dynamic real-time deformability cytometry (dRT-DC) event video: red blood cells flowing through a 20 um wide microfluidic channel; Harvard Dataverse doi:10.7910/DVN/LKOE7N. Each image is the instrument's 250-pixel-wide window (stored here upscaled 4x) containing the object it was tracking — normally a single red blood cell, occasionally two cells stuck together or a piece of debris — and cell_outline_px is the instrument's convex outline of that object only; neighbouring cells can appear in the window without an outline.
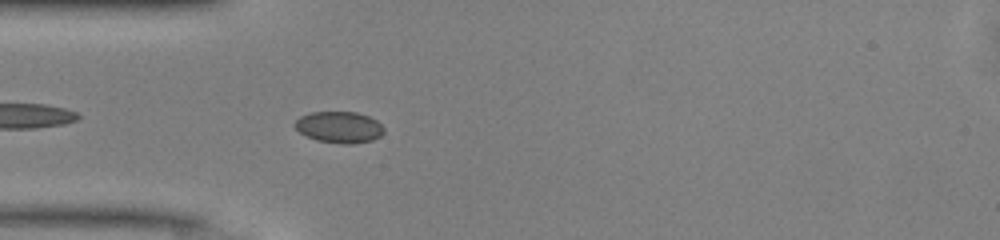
{"species": "common noctule bat (a hibernating species)", "species_latin": "Nyctalus noctula", "temperature_condition": "warm", "stored_images_in_passage": 39, "camera_frame_rate_fps": 3000, "um_per_image_px": 0.085, "animal": {"sex": "male", "body_mass_g": 13.0, "forearm_length_mm": 53.1}, "frame": {"image": 1, "passage_image": 4, "time_ms": 1.0, "image_size_px": [1000, 240], "cell_outline_px": [[384, 132], [380, 136], [372, 140], [352, 144], [340, 144], [316, 140], [300, 132], [292, 124], [300, 116], [312, 112], [356, 112], [368, 116], [376, 120], [384, 128]], "centroid_in_image_um": [28.83, 10.81], "position_along_channel_um": 56.2, "area_um2": 16.3}}
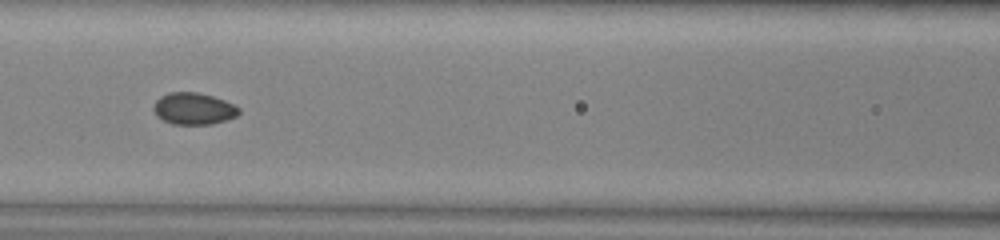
{"frame": {"image": 2, "passage_image": 11, "time_ms": 3.333, "image_size_px": [1000, 240], "cell_outline_px": [[240, 112], [236, 116], [228, 120], [212, 124], [172, 124], [156, 116], [152, 108], [152, 104], [160, 96], [168, 92], [196, 92], [212, 96], [224, 100], [240, 108]], "centroid_in_image_um": [16.43, 9.23], "position_along_channel_um": 150.2, "area_um2": 15.95}}
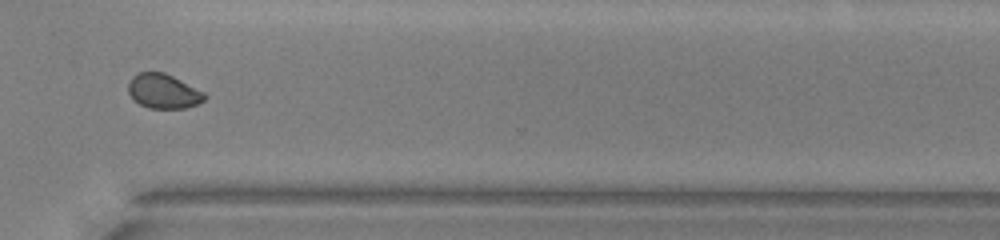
{"frame": {"image": 3, "passage_image": 26, "time_ms": 8.333, "image_size_px": [1000, 240], "cell_outline_px": [[208, 96], [204, 100], [196, 104], [184, 108], [148, 108], [140, 104], [128, 92], [128, 84], [132, 76], [136, 72], [164, 72], [204, 92]], "centroid_in_image_um": [13.88, 7.74], "position_along_channel_um": 356.7, "area_um2": 15.2}, "authors_computed_cell_mechanics": {"area_um2": 15.9528, "velocity_mm_per_s": 4.135, "shape_relaxation_time_tau1_ms": 3.7269, "shape_relaxation_time_tau2_ms": null, "deformation_change_tau1": 0.0727, "deformation_change_tau2": null}}